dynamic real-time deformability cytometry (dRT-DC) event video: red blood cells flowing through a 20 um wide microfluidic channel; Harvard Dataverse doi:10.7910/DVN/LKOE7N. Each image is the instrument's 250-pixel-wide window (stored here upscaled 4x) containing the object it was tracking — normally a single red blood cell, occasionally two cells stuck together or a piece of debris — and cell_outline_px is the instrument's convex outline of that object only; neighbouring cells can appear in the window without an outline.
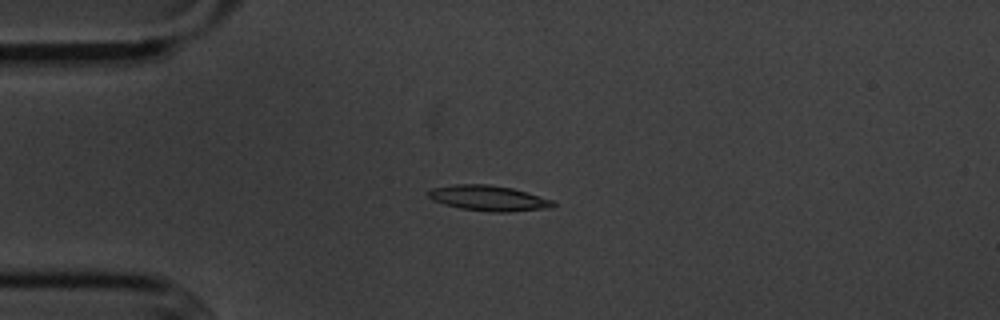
{"species": "common noctule bat (a hibernating species)", "species_latin": "Nyctalus noctula", "temperature_condition": "cold", "stored_images_in_passage": 8, "camera_frame_rate_fps": 3000, "um_per_image_px": 0.085, "animal": {"sex": "male", "body_mass_g": 20.1, "forearm_length_mm": 53.5}, "frame": {"image": 1, "passage_image": 4, "time_ms": 3.333, "image_size_px": [1000, 320], "cell_outline_px": [[556, 204], [552, 208], [508, 212], [492, 212], [460, 208], [444, 204], [432, 200], [428, 196], [428, 192], [432, 188], [456, 184], [488, 184], [512, 188], [528, 192], [552, 200]], "centroid_in_image_um": [41.55, 16.84], "position_along_channel_um": 43.5, "area_um2": 18.5}}
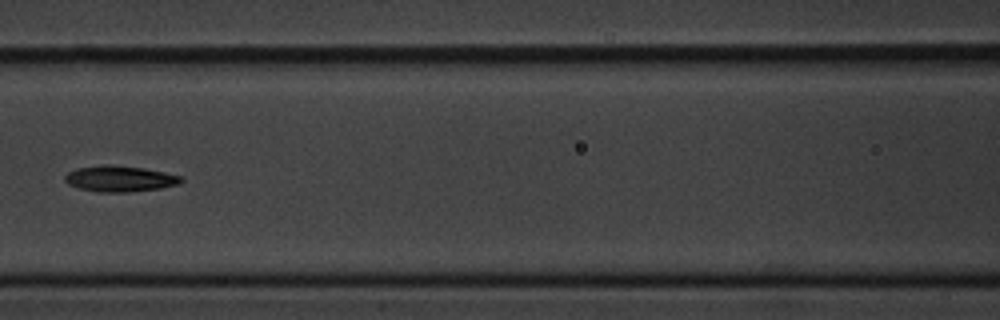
{"frame": {"image": 2, "passage_image": 7, "time_ms": 7.0, "image_size_px": [1000, 320], "cell_outline_px": [[184, 180], [180, 184], [160, 188], [128, 192], [96, 192], [80, 188], [68, 184], [64, 180], [64, 176], [68, 172], [76, 168], [104, 164], [144, 168], [184, 176]], "centroid_in_image_um": [10.2, 15.19], "position_along_channel_um": 156.4, "area_um2": 17.69}}
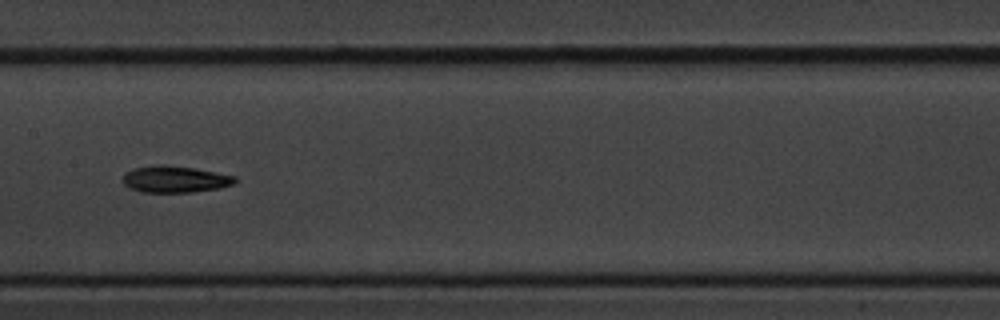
{"frame": {"image": 3, "passage_image": 8, "time_ms": 8.0, "image_size_px": [1000, 320], "cell_outline_px": [[236, 180], [232, 184], [220, 188], [192, 192], [144, 192], [128, 188], [120, 180], [132, 168], [164, 164], [192, 168], [236, 176]], "centroid_in_image_um": [14.84, 15.24], "position_along_channel_um": 192.6, "area_um2": 17.28}}